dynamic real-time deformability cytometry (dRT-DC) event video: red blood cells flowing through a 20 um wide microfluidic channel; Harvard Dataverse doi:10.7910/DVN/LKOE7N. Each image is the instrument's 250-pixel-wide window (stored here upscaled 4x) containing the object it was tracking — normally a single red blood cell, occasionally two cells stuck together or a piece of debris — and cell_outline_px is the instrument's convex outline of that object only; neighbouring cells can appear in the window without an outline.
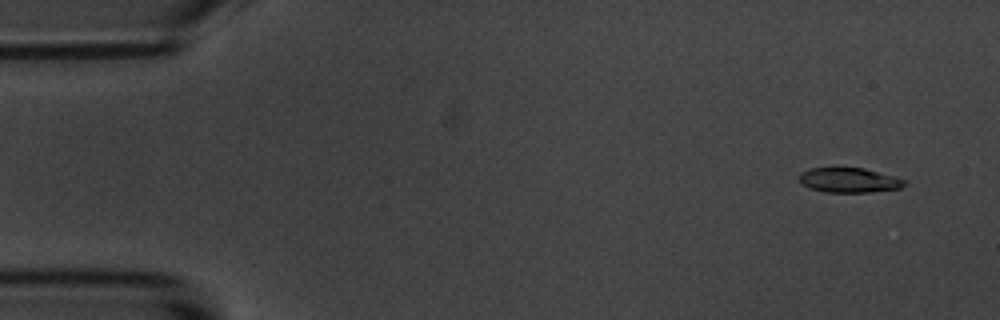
{"species": "common noctule bat (a hibernating species)", "species_latin": "Nyctalus noctula", "temperature_condition": "room temperature", "stored_images_in_passage": 6, "camera_frame_rate_fps": 3000, "um_per_image_px": 0.085, "animal": {"sex": "male", "body_mass_g": 20.1, "forearm_length_mm": 53.5}, "frame": {"image": 1, "passage_image": 1, "time_ms": 0.0, "image_size_px": [1000, 320], "cell_outline_px": [[908, 184], [900, 188], [868, 192], [824, 192], [808, 188], [800, 184], [800, 172], [808, 168], [836, 164], [864, 168], [908, 180]], "centroid_in_image_um": [72.11, 15.26], "position_along_channel_um": 12.9, "area_um2": 16.13}}